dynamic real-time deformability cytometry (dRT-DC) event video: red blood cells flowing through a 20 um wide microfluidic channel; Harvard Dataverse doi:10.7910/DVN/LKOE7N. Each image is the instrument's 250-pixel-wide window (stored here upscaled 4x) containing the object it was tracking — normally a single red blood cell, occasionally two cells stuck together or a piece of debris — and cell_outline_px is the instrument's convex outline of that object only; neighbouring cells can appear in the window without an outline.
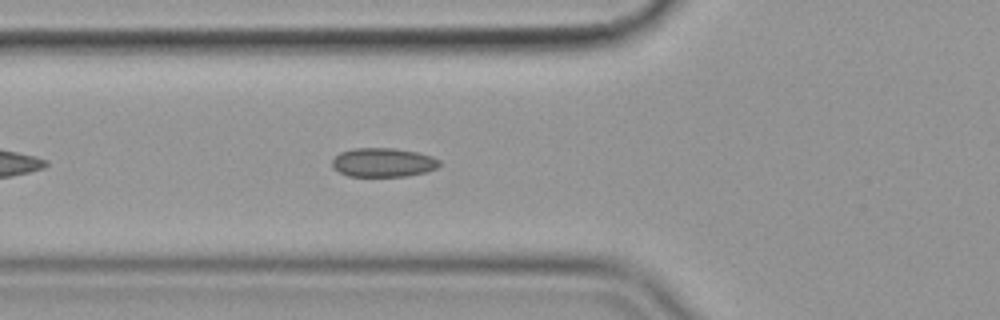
{"species": "common noctule bat (a hibernating species)", "species_latin": "Nyctalus noctula", "temperature_condition": "cold", "stored_images_in_passage": 44, "camera_frame_rate_fps": 3000, "um_per_image_px": 0.085, "animal": {"sex": "female", "body_mass_g": 19.9}, "frame": {"image": 1, "passage_image": 7, "time_ms": 2.0, "image_size_px": [1000, 320], "cell_outline_px": [[440, 164], [436, 168], [424, 172], [408, 176], [348, 176], [332, 168], [332, 160], [340, 152], [356, 148], [396, 148], [416, 152], [432, 156], [440, 160]], "centroid_in_image_um": [32.56, 13.8], "position_along_channel_um": 93.2, "area_um2": 18.09}}
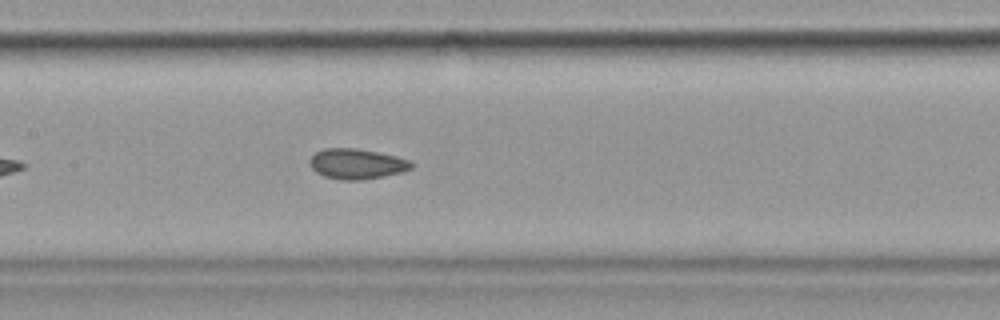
{"frame": {"image": 2, "passage_image": 14, "time_ms": 4.333, "image_size_px": [1000, 320], "cell_outline_px": [[412, 168], [404, 172], [360, 180], [344, 180], [324, 176], [316, 172], [308, 164], [308, 160], [316, 152], [324, 148], [356, 148], [396, 156], [408, 160], [412, 164]], "centroid_in_image_um": [30.29, 13.92], "position_along_channel_um": 177.1, "area_um2": 17.86}}
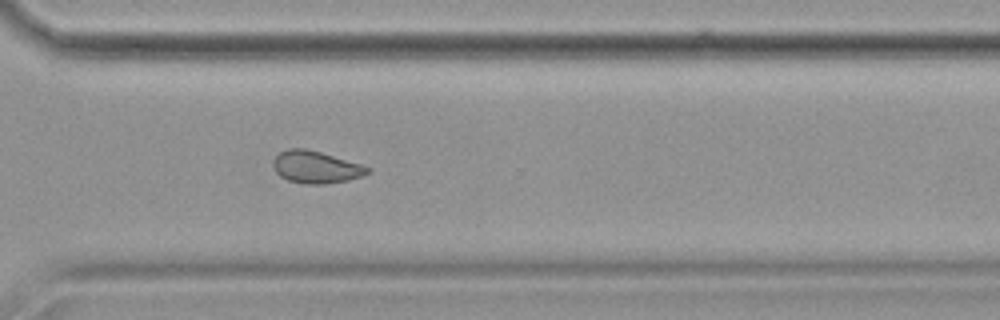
{"frame": {"image": 3, "passage_image": 28, "time_ms": 9.0, "image_size_px": [1000, 320], "cell_outline_px": [[372, 172], [364, 176], [348, 180], [328, 184], [304, 184], [288, 180], [280, 176], [276, 172], [272, 164], [272, 160], [280, 152], [288, 148], [304, 148], [320, 152], [360, 164], [372, 168]], "centroid_in_image_um": [26.86, 14.21], "position_along_channel_um": 343.7, "area_um2": 17.86}, "authors_computed_cell_mechanics": {"area_um2": 18.0914, "velocity_mm_per_s": 3.5848, "shape_relaxation_time_tau1_ms": null, "shape_relaxation_time_tau2_ms": 2.1524, "deformation_change_tau1": null, "deformation_change_tau2": 0.0566}}